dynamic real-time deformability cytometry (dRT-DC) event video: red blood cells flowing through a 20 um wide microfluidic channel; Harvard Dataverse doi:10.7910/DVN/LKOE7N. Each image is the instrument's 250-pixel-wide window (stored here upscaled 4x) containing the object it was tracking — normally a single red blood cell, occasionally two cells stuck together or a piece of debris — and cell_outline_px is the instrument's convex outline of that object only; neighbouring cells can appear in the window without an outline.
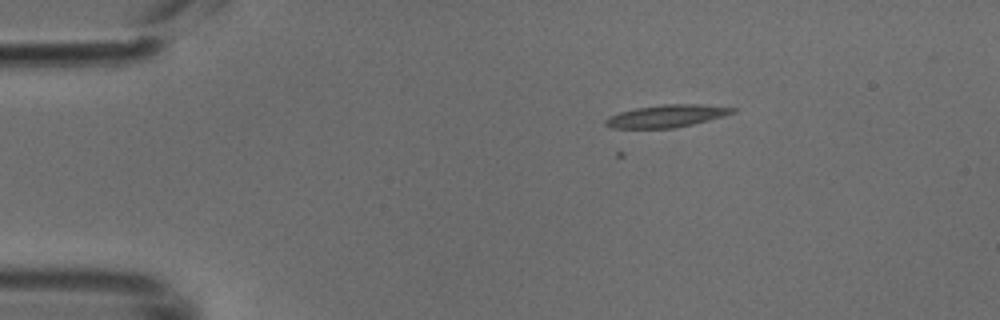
{"species": "common noctule bat (a hibernating species)", "species_latin": "Nyctalus noctula", "temperature_condition": "cold", "stored_images_in_passage": 3, "camera_frame_rate_fps": 3000, "um_per_image_px": 0.085, "animal": {"sex": "male", "body_mass_g": 18.8}, "frame": {"image": 1, "passage_image": 3, "time_ms": 0.667, "image_size_px": [1000, 320], "cell_outline_px": [[736, 112], [724, 116], [692, 124], [672, 128], [612, 128], [604, 124], [604, 120], [608, 116], [620, 112], [636, 108], [664, 104], [700, 104], [736, 108]], "centroid_in_image_um": [56.65, 9.86], "position_along_channel_um": 28.4, "area_um2": 16.53}}